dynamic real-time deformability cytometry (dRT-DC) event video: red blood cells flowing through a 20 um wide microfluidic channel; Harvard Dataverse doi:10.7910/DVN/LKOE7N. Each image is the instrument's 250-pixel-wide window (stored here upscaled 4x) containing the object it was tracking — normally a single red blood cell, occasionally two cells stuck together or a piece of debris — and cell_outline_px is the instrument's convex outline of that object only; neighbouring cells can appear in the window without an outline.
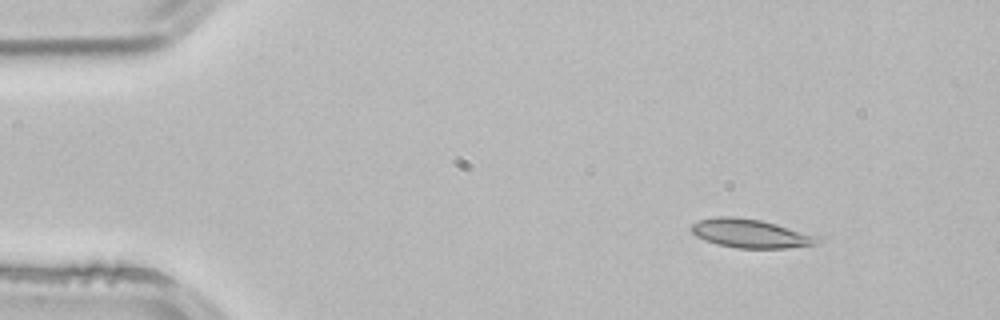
{"species": "common noctule bat (a hibernating species)", "species_latin": "Nyctalus noctula", "temperature_condition": "room temperature", "stored_images_in_passage": 2, "camera_frame_rate_fps": 3000, "um_per_image_px": 0.085, "animal": {"sex": "male", "body_mass_g": 21.5, "forearm_length_mm": 52.0}, "frame": {"image": 1, "passage_image": 1, "time_ms": 0.0, "image_size_px": [1000, 320], "cell_outline_px": [[824, 240], [812, 244], [784, 248], [736, 248], [716, 244], [704, 240], [696, 236], [688, 228], [692, 224], [700, 220], [716, 216], [732, 216], [760, 220], [776, 224], [820, 236]], "centroid_in_image_um": [63.76, 19.84], "position_along_channel_um": 21.2, "area_um2": 21.15}}